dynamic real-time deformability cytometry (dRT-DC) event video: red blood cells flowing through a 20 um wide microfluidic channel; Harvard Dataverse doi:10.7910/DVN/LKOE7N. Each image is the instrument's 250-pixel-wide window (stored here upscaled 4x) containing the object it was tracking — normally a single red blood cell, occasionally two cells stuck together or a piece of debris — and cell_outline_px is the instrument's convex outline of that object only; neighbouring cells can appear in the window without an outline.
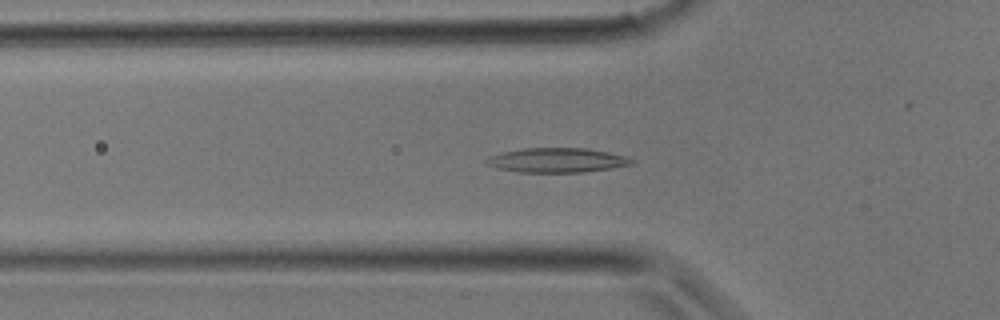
{"species": "common noctule bat (a hibernating species)", "species_latin": "Nyctalus noctula", "temperature_condition": "room temperature", "stored_images_in_passage": 5, "camera_frame_rate_fps": 3000, "um_per_image_px": 0.085, "animal": {"sex": "male", "body_mass_g": 17.9}, "frame": {"image": 1, "passage_image": 3, "time_ms": 0.667, "image_size_px": [1000, 320], "cell_outline_px": [[636, 164], [612, 168], [584, 172], [520, 172], [496, 168], [488, 164], [484, 160], [488, 156], [504, 152], [524, 148], [588, 148], [608, 152], [624, 156], [636, 160]], "centroid_in_image_um": [47.39, 13.62], "position_along_channel_um": 78.4, "area_um2": 20.81}}